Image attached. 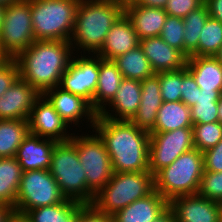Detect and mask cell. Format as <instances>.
<instances>
[{"mask_svg": "<svg viewBox=\"0 0 222 222\" xmlns=\"http://www.w3.org/2000/svg\"><path fill=\"white\" fill-rule=\"evenodd\" d=\"M93 131L103 140L114 172L149 171V132L131 121L111 120L99 114Z\"/></svg>", "mask_w": 222, "mask_h": 222, "instance_id": "obj_1", "label": "cell"}, {"mask_svg": "<svg viewBox=\"0 0 222 222\" xmlns=\"http://www.w3.org/2000/svg\"><path fill=\"white\" fill-rule=\"evenodd\" d=\"M73 54L70 41L36 40L14 60L20 78L43 94L59 85Z\"/></svg>", "mask_w": 222, "mask_h": 222, "instance_id": "obj_2", "label": "cell"}, {"mask_svg": "<svg viewBox=\"0 0 222 222\" xmlns=\"http://www.w3.org/2000/svg\"><path fill=\"white\" fill-rule=\"evenodd\" d=\"M123 14L124 1L121 0H80L70 40L73 51L97 54L112 25Z\"/></svg>", "mask_w": 222, "mask_h": 222, "instance_id": "obj_3", "label": "cell"}, {"mask_svg": "<svg viewBox=\"0 0 222 222\" xmlns=\"http://www.w3.org/2000/svg\"><path fill=\"white\" fill-rule=\"evenodd\" d=\"M154 191V175L145 172H114L91 203L98 211L114 215Z\"/></svg>", "mask_w": 222, "mask_h": 222, "instance_id": "obj_4", "label": "cell"}, {"mask_svg": "<svg viewBox=\"0 0 222 222\" xmlns=\"http://www.w3.org/2000/svg\"><path fill=\"white\" fill-rule=\"evenodd\" d=\"M203 173V152L194 148L154 175V190L168 202L179 196L195 195Z\"/></svg>", "mask_w": 222, "mask_h": 222, "instance_id": "obj_5", "label": "cell"}, {"mask_svg": "<svg viewBox=\"0 0 222 222\" xmlns=\"http://www.w3.org/2000/svg\"><path fill=\"white\" fill-rule=\"evenodd\" d=\"M80 0H31L36 40L70 41Z\"/></svg>", "mask_w": 222, "mask_h": 222, "instance_id": "obj_6", "label": "cell"}, {"mask_svg": "<svg viewBox=\"0 0 222 222\" xmlns=\"http://www.w3.org/2000/svg\"><path fill=\"white\" fill-rule=\"evenodd\" d=\"M49 171L67 199L82 204L93 202L95 195L87 188L85 170L70 140L56 143Z\"/></svg>", "mask_w": 222, "mask_h": 222, "instance_id": "obj_7", "label": "cell"}, {"mask_svg": "<svg viewBox=\"0 0 222 222\" xmlns=\"http://www.w3.org/2000/svg\"><path fill=\"white\" fill-rule=\"evenodd\" d=\"M35 41L31 0H19L5 6L0 31V53L6 59H15Z\"/></svg>", "mask_w": 222, "mask_h": 222, "instance_id": "obj_8", "label": "cell"}, {"mask_svg": "<svg viewBox=\"0 0 222 222\" xmlns=\"http://www.w3.org/2000/svg\"><path fill=\"white\" fill-rule=\"evenodd\" d=\"M92 132L91 135L82 133L80 136L78 132L77 136L73 133L70 141L76 146L79 161L85 170L87 188L96 195L109 182L114 171L103 140Z\"/></svg>", "mask_w": 222, "mask_h": 222, "instance_id": "obj_9", "label": "cell"}, {"mask_svg": "<svg viewBox=\"0 0 222 222\" xmlns=\"http://www.w3.org/2000/svg\"><path fill=\"white\" fill-rule=\"evenodd\" d=\"M65 199L49 170L25 171L21 177L13 211L16 219H19L28 210L55 205Z\"/></svg>", "mask_w": 222, "mask_h": 222, "instance_id": "obj_10", "label": "cell"}, {"mask_svg": "<svg viewBox=\"0 0 222 222\" xmlns=\"http://www.w3.org/2000/svg\"><path fill=\"white\" fill-rule=\"evenodd\" d=\"M149 133V171L153 175L172 164L181 154L194 149L192 127Z\"/></svg>", "mask_w": 222, "mask_h": 222, "instance_id": "obj_11", "label": "cell"}, {"mask_svg": "<svg viewBox=\"0 0 222 222\" xmlns=\"http://www.w3.org/2000/svg\"><path fill=\"white\" fill-rule=\"evenodd\" d=\"M91 55V56H90ZM80 57V58H79ZM99 77V56L97 54H74L60 79L58 87L87 100L94 109V95Z\"/></svg>", "mask_w": 222, "mask_h": 222, "instance_id": "obj_12", "label": "cell"}, {"mask_svg": "<svg viewBox=\"0 0 222 222\" xmlns=\"http://www.w3.org/2000/svg\"><path fill=\"white\" fill-rule=\"evenodd\" d=\"M29 133L57 142L70 140L73 136L67 131L69 127L62 117L55 111L53 105L42 94L33 105L28 119ZM68 133V134H67Z\"/></svg>", "mask_w": 222, "mask_h": 222, "instance_id": "obj_13", "label": "cell"}, {"mask_svg": "<svg viewBox=\"0 0 222 222\" xmlns=\"http://www.w3.org/2000/svg\"><path fill=\"white\" fill-rule=\"evenodd\" d=\"M43 95L49 100L55 111L69 127L72 124L79 127L80 125L78 124H81L82 120L86 119L85 123L90 121L89 125L93 129L98 113L87 100L64 91L58 86L46 90Z\"/></svg>", "mask_w": 222, "mask_h": 222, "instance_id": "obj_14", "label": "cell"}, {"mask_svg": "<svg viewBox=\"0 0 222 222\" xmlns=\"http://www.w3.org/2000/svg\"><path fill=\"white\" fill-rule=\"evenodd\" d=\"M169 207L176 222H222V204L198 194L176 197Z\"/></svg>", "mask_w": 222, "mask_h": 222, "instance_id": "obj_15", "label": "cell"}, {"mask_svg": "<svg viewBox=\"0 0 222 222\" xmlns=\"http://www.w3.org/2000/svg\"><path fill=\"white\" fill-rule=\"evenodd\" d=\"M41 95L19 77L0 97V119L28 121L33 105Z\"/></svg>", "mask_w": 222, "mask_h": 222, "instance_id": "obj_16", "label": "cell"}, {"mask_svg": "<svg viewBox=\"0 0 222 222\" xmlns=\"http://www.w3.org/2000/svg\"><path fill=\"white\" fill-rule=\"evenodd\" d=\"M42 139V140H41ZM57 141L29 133L17 149L15 159L23 172L49 170L53 148Z\"/></svg>", "mask_w": 222, "mask_h": 222, "instance_id": "obj_17", "label": "cell"}, {"mask_svg": "<svg viewBox=\"0 0 222 222\" xmlns=\"http://www.w3.org/2000/svg\"><path fill=\"white\" fill-rule=\"evenodd\" d=\"M145 56L155 74L182 69L187 57L179 50L168 45L160 36L139 40Z\"/></svg>", "mask_w": 222, "mask_h": 222, "instance_id": "obj_18", "label": "cell"}, {"mask_svg": "<svg viewBox=\"0 0 222 222\" xmlns=\"http://www.w3.org/2000/svg\"><path fill=\"white\" fill-rule=\"evenodd\" d=\"M141 92V81L123 78L115 97L108 104V109L112 107V110L104 108L99 115L111 120L130 121L138 111Z\"/></svg>", "mask_w": 222, "mask_h": 222, "instance_id": "obj_19", "label": "cell"}, {"mask_svg": "<svg viewBox=\"0 0 222 222\" xmlns=\"http://www.w3.org/2000/svg\"><path fill=\"white\" fill-rule=\"evenodd\" d=\"M139 45L131 20L124 13L111 27L103 46L97 53L102 59L113 60Z\"/></svg>", "mask_w": 222, "mask_h": 222, "instance_id": "obj_20", "label": "cell"}, {"mask_svg": "<svg viewBox=\"0 0 222 222\" xmlns=\"http://www.w3.org/2000/svg\"><path fill=\"white\" fill-rule=\"evenodd\" d=\"M124 13L131 20L139 40L159 37L167 19L163 8L135 5L131 0L124 2Z\"/></svg>", "mask_w": 222, "mask_h": 222, "instance_id": "obj_21", "label": "cell"}, {"mask_svg": "<svg viewBox=\"0 0 222 222\" xmlns=\"http://www.w3.org/2000/svg\"><path fill=\"white\" fill-rule=\"evenodd\" d=\"M141 101L137 113L130 120L138 128L150 132L156 123V115L163 99L160 91L159 73L141 81Z\"/></svg>", "mask_w": 222, "mask_h": 222, "instance_id": "obj_22", "label": "cell"}, {"mask_svg": "<svg viewBox=\"0 0 222 222\" xmlns=\"http://www.w3.org/2000/svg\"><path fill=\"white\" fill-rule=\"evenodd\" d=\"M169 207V202L154 190L112 215L113 222H154Z\"/></svg>", "mask_w": 222, "mask_h": 222, "instance_id": "obj_23", "label": "cell"}, {"mask_svg": "<svg viewBox=\"0 0 222 222\" xmlns=\"http://www.w3.org/2000/svg\"><path fill=\"white\" fill-rule=\"evenodd\" d=\"M186 67L200 89L222 91V64L214 56H190Z\"/></svg>", "mask_w": 222, "mask_h": 222, "instance_id": "obj_24", "label": "cell"}, {"mask_svg": "<svg viewBox=\"0 0 222 222\" xmlns=\"http://www.w3.org/2000/svg\"><path fill=\"white\" fill-rule=\"evenodd\" d=\"M122 73L113 60H105L99 56V77L94 95V110L99 114L115 97Z\"/></svg>", "mask_w": 222, "mask_h": 222, "instance_id": "obj_25", "label": "cell"}, {"mask_svg": "<svg viewBox=\"0 0 222 222\" xmlns=\"http://www.w3.org/2000/svg\"><path fill=\"white\" fill-rule=\"evenodd\" d=\"M79 202L65 199L63 202L26 211L21 222H77Z\"/></svg>", "mask_w": 222, "mask_h": 222, "instance_id": "obj_26", "label": "cell"}, {"mask_svg": "<svg viewBox=\"0 0 222 222\" xmlns=\"http://www.w3.org/2000/svg\"><path fill=\"white\" fill-rule=\"evenodd\" d=\"M191 109L182 101L162 102L156 115V123L150 132H168L192 127Z\"/></svg>", "mask_w": 222, "mask_h": 222, "instance_id": "obj_27", "label": "cell"}, {"mask_svg": "<svg viewBox=\"0 0 222 222\" xmlns=\"http://www.w3.org/2000/svg\"><path fill=\"white\" fill-rule=\"evenodd\" d=\"M23 174L15 157H0V203L14 209Z\"/></svg>", "mask_w": 222, "mask_h": 222, "instance_id": "obj_28", "label": "cell"}, {"mask_svg": "<svg viewBox=\"0 0 222 222\" xmlns=\"http://www.w3.org/2000/svg\"><path fill=\"white\" fill-rule=\"evenodd\" d=\"M113 62L122 73L123 78L142 81L155 74L140 45L116 57Z\"/></svg>", "mask_w": 222, "mask_h": 222, "instance_id": "obj_29", "label": "cell"}, {"mask_svg": "<svg viewBox=\"0 0 222 222\" xmlns=\"http://www.w3.org/2000/svg\"><path fill=\"white\" fill-rule=\"evenodd\" d=\"M28 134V121L0 119V157H15Z\"/></svg>", "mask_w": 222, "mask_h": 222, "instance_id": "obj_30", "label": "cell"}, {"mask_svg": "<svg viewBox=\"0 0 222 222\" xmlns=\"http://www.w3.org/2000/svg\"><path fill=\"white\" fill-rule=\"evenodd\" d=\"M222 91H207L198 87L197 103L190 107L193 124L218 122V101Z\"/></svg>", "mask_w": 222, "mask_h": 222, "instance_id": "obj_31", "label": "cell"}, {"mask_svg": "<svg viewBox=\"0 0 222 222\" xmlns=\"http://www.w3.org/2000/svg\"><path fill=\"white\" fill-rule=\"evenodd\" d=\"M208 8L204 4L183 18L184 23V55L188 58L198 48L201 30L209 17Z\"/></svg>", "mask_w": 222, "mask_h": 222, "instance_id": "obj_32", "label": "cell"}, {"mask_svg": "<svg viewBox=\"0 0 222 222\" xmlns=\"http://www.w3.org/2000/svg\"><path fill=\"white\" fill-rule=\"evenodd\" d=\"M199 36L198 48L190 56H214L222 45V23L209 16Z\"/></svg>", "mask_w": 222, "mask_h": 222, "instance_id": "obj_33", "label": "cell"}, {"mask_svg": "<svg viewBox=\"0 0 222 222\" xmlns=\"http://www.w3.org/2000/svg\"><path fill=\"white\" fill-rule=\"evenodd\" d=\"M192 129L194 148L198 151L204 152L222 140V124L219 122L193 124Z\"/></svg>", "mask_w": 222, "mask_h": 222, "instance_id": "obj_34", "label": "cell"}, {"mask_svg": "<svg viewBox=\"0 0 222 222\" xmlns=\"http://www.w3.org/2000/svg\"><path fill=\"white\" fill-rule=\"evenodd\" d=\"M160 91L163 102L181 101L183 68L159 73Z\"/></svg>", "mask_w": 222, "mask_h": 222, "instance_id": "obj_35", "label": "cell"}, {"mask_svg": "<svg viewBox=\"0 0 222 222\" xmlns=\"http://www.w3.org/2000/svg\"><path fill=\"white\" fill-rule=\"evenodd\" d=\"M184 31L183 18L167 15L160 37L168 45L184 54Z\"/></svg>", "mask_w": 222, "mask_h": 222, "instance_id": "obj_36", "label": "cell"}, {"mask_svg": "<svg viewBox=\"0 0 222 222\" xmlns=\"http://www.w3.org/2000/svg\"><path fill=\"white\" fill-rule=\"evenodd\" d=\"M197 194L222 204V172H204Z\"/></svg>", "mask_w": 222, "mask_h": 222, "instance_id": "obj_37", "label": "cell"}, {"mask_svg": "<svg viewBox=\"0 0 222 222\" xmlns=\"http://www.w3.org/2000/svg\"><path fill=\"white\" fill-rule=\"evenodd\" d=\"M205 0H168L164 8L167 15L184 18L204 5Z\"/></svg>", "mask_w": 222, "mask_h": 222, "instance_id": "obj_38", "label": "cell"}, {"mask_svg": "<svg viewBox=\"0 0 222 222\" xmlns=\"http://www.w3.org/2000/svg\"><path fill=\"white\" fill-rule=\"evenodd\" d=\"M20 77L18 64L14 59H5L0 64V97Z\"/></svg>", "mask_w": 222, "mask_h": 222, "instance_id": "obj_39", "label": "cell"}, {"mask_svg": "<svg viewBox=\"0 0 222 222\" xmlns=\"http://www.w3.org/2000/svg\"><path fill=\"white\" fill-rule=\"evenodd\" d=\"M198 85L185 66L183 68V88L181 93V101L188 107H192L197 103Z\"/></svg>", "mask_w": 222, "mask_h": 222, "instance_id": "obj_40", "label": "cell"}, {"mask_svg": "<svg viewBox=\"0 0 222 222\" xmlns=\"http://www.w3.org/2000/svg\"><path fill=\"white\" fill-rule=\"evenodd\" d=\"M204 172H222V140L203 152Z\"/></svg>", "mask_w": 222, "mask_h": 222, "instance_id": "obj_41", "label": "cell"}, {"mask_svg": "<svg viewBox=\"0 0 222 222\" xmlns=\"http://www.w3.org/2000/svg\"><path fill=\"white\" fill-rule=\"evenodd\" d=\"M77 222H113L112 216L98 211L92 204H79Z\"/></svg>", "mask_w": 222, "mask_h": 222, "instance_id": "obj_42", "label": "cell"}, {"mask_svg": "<svg viewBox=\"0 0 222 222\" xmlns=\"http://www.w3.org/2000/svg\"><path fill=\"white\" fill-rule=\"evenodd\" d=\"M210 17L222 23V0H205Z\"/></svg>", "mask_w": 222, "mask_h": 222, "instance_id": "obj_43", "label": "cell"}, {"mask_svg": "<svg viewBox=\"0 0 222 222\" xmlns=\"http://www.w3.org/2000/svg\"><path fill=\"white\" fill-rule=\"evenodd\" d=\"M16 220L12 208L0 203V222H14Z\"/></svg>", "mask_w": 222, "mask_h": 222, "instance_id": "obj_44", "label": "cell"}, {"mask_svg": "<svg viewBox=\"0 0 222 222\" xmlns=\"http://www.w3.org/2000/svg\"><path fill=\"white\" fill-rule=\"evenodd\" d=\"M135 5L165 8L168 0H131Z\"/></svg>", "mask_w": 222, "mask_h": 222, "instance_id": "obj_45", "label": "cell"}, {"mask_svg": "<svg viewBox=\"0 0 222 222\" xmlns=\"http://www.w3.org/2000/svg\"><path fill=\"white\" fill-rule=\"evenodd\" d=\"M154 222H176L175 215L170 207L160 214Z\"/></svg>", "mask_w": 222, "mask_h": 222, "instance_id": "obj_46", "label": "cell"}, {"mask_svg": "<svg viewBox=\"0 0 222 222\" xmlns=\"http://www.w3.org/2000/svg\"><path fill=\"white\" fill-rule=\"evenodd\" d=\"M218 122L222 124V94L218 101Z\"/></svg>", "mask_w": 222, "mask_h": 222, "instance_id": "obj_47", "label": "cell"}, {"mask_svg": "<svg viewBox=\"0 0 222 222\" xmlns=\"http://www.w3.org/2000/svg\"><path fill=\"white\" fill-rule=\"evenodd\" d=\"M4 10H5V6L0 5V31H1L2 23L4 19Z\"/></svg>", "mask_w": 222, "mask_h": 222, "instance_id": "obj_48", "label": "cell"}, {"mask_svg": "<svg viewBox=\"0 0 222 222\" xmlns=\"http://www.w3.org/2000/svg\"><path fill=\"white\" fill-rule=\"evenodd\" d=\"M214 57L222 64V45L218 49V52L214 55Z\"/></svg>", "mask_w": 222, "mask_h": 222, "instance_id": "obj_49", "label": "cell"}, {"mask_svg": "<svg viewBox=\"0 0 222 222\" xmlns=\"http://www.w3.org/2000/svg\"><path fill=\"white\" fill-rule=\"evenodd\" d=\"M19 0H0V5H3V6H7V5H10L11 3H15Z\"/></svg>", "mask_w": 222, "mask_h": 222, "instance_id": "obj_50", "label": "cell"}, {"mask_svg": "<svg viewBox=\"0 0 222 222\" xmlns=\"http://www.w3.org/2000/svg\"><path fill=\"white\" fill-rule=\"evenodd\" d=\"M6 58L0 53V64L5 60Z\"/></svg>", "mask_w": 222, "mask_h": 222, "instance_id": "obj_51", "label": "cell"}]
</instances>
